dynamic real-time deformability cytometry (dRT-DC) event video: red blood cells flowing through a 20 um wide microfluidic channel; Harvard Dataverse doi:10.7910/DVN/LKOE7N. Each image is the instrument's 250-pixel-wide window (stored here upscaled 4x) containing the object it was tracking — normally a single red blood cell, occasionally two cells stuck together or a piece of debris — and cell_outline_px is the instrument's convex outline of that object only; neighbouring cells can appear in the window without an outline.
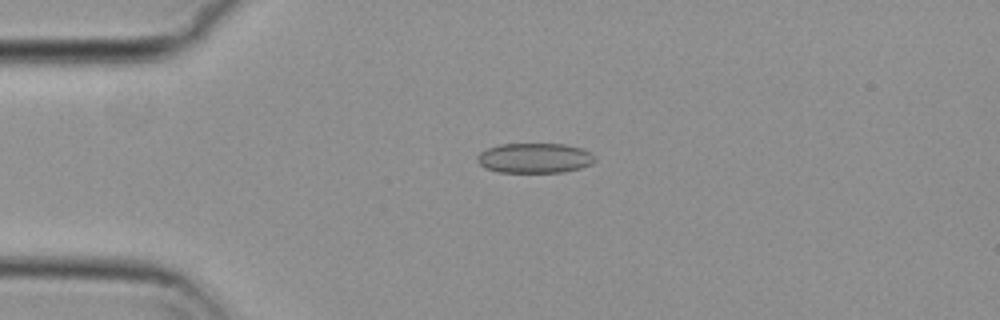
{"species": "common noctule bat (a hibernating species)", "species_latin": "Nyctalus noctula", "temperature_condition": "cold", "stored_images_in_passage": 54, "camera_frame_rate_fps": 3000, "um_per_image_px": 0.085, "animal": {"sex": "female", "body_mass_g": 29.2, "forearm_length_mm": 56.3}, "frame": {"image": 1, "passage_image": 12, "time_ms": 3.667, "image_size_px": [1000, 320], "cell_outline_px": [[596, 160], [592, 164], [580, 168], [564, 172], [500, 172], [484, 168], [476, 160], [476, 156], [480, 152], [488, 148], [500, 144], [564, 144], [580, 148], [596, 156]], "centroid_in_image_um": [45.43, 13.44], "position_along_channel_um": 39.6, "area_um2": 20.58}}
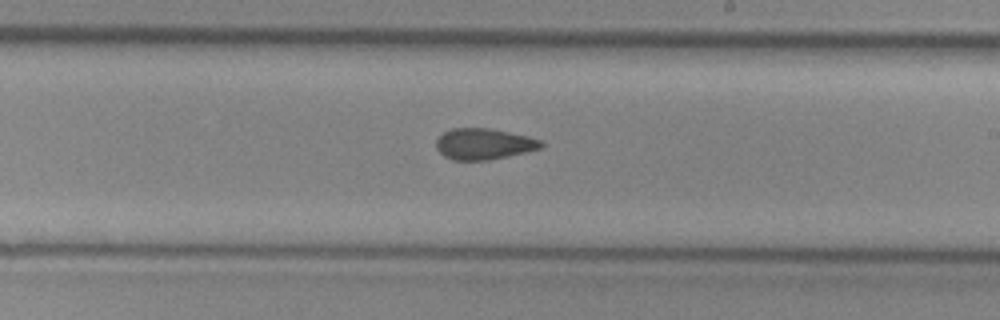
{"frame": {"image": 2, "passage_image": 31, "time_ms": 10.0, "image_size_px": [1000, 320], "cell_outline_px": [[544, 144], [540, 148], [528, 152], [488, 160], [452, 160], [444, 156], [436, 148], [436, 140], [444, 132], [452, 128], [488, 128], [528, 136], [540, 140]], "centroid_in_image_um": [41.12, 12.24], "position_along_channel_um": 247.9, "area_um2": 18.96}}
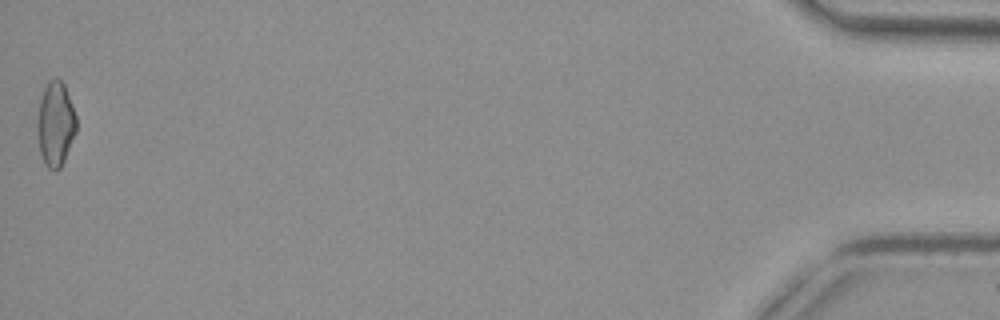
{"frame": {"image": 3, "passage_image": 54, "time_ms": 17.667, "image_size_px": [1000, 320], "cell_outline_px": [[76, 132], [64, 160], [60, 168], [56, 172], [48, 168], [44, 164], [40, 152], [36, 128], [40, 96], [48, 80], [56, 76], [64, 84], [76, 116]], "centroid_in_image_um": [4.69, 10.53], "position_along_channel_um": 430.5, "area_um2": 19.42}, "authors_computed_cell_mechanics": {"area_um2": 19.4497, "velocity_mm_per_s": 3.7354, "shape_relaxation_time_tau1_ms": null, "shape_relaxation_time_tau2_ms": 2.9858, "deformation_change_tau1": null, "deformation_change_tau2": 0.1047}}